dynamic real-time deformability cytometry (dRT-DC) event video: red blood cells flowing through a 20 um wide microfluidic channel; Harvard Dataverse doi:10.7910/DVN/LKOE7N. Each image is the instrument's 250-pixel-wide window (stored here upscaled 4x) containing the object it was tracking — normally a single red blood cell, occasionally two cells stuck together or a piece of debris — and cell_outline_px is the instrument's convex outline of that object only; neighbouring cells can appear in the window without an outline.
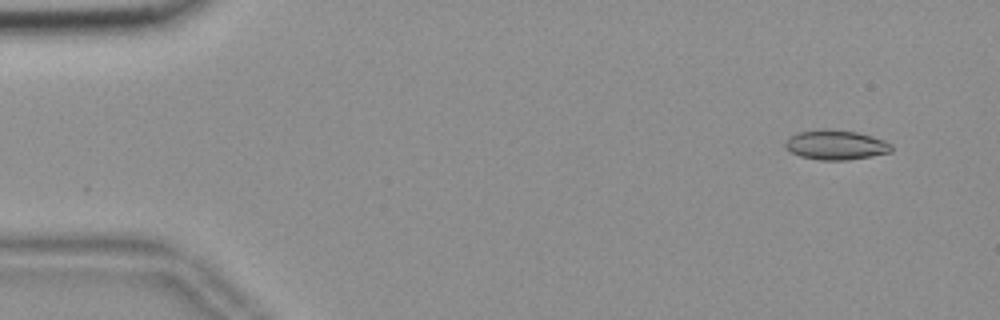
{"species": "common noctule bat (a hibernating species)", "species_latin": "Nyctalus noctula", "temperature_condition": "room temperature", "stored_images_in_passage": 55, "camera_frame_rate_fps": 3000, "um_per_image_px": 0.085, "animal": {"sex": "female", "body_mass_g": 18.4}, "frame": {"image": 1, "passage_image": 4, "time_ms": 1.0, "image_size_px": [1000, 320], "cell_outline_px": [[892, 152], [872, 156], [848, 160], [820, 160], [800, 156], [784, 148], [784, 144], [788, 136], [796, 132], [820, 128], [832, 128], [856, 132], [872, 136], [884, 140], [892, 144]], "centroid_in_image_um": [71.02, 12.3], "position_along_channel_um": 14.0, "area_um2": 18.79}}
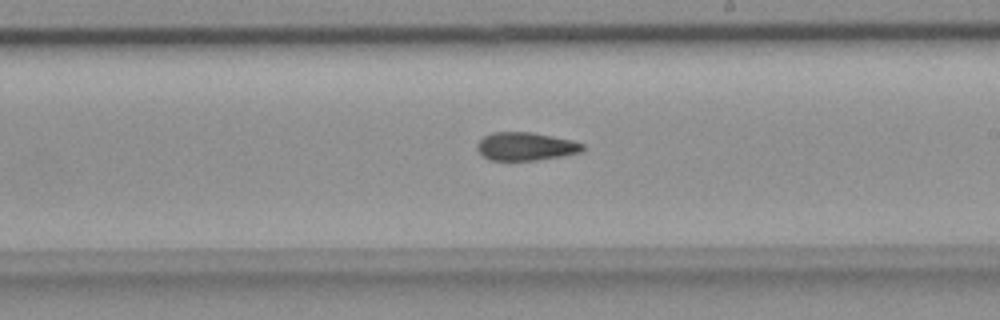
{"frame": {"image": 2, "passage_image": 32, "time_ms": 10.333, "image_size_px": [1000, 320], "cell_outline_px": [[584, 148], [580, 152], [560, 156], [536, 160], [488, 160], [476, 148], [476, 144], [484, 136], [492, 132], [532, 132], [572, 140], [584, 144]], "centroid_in_image_um": [44.66, 12.44], "position_along_channel_um": 244.3, "area_um2": 17.22}}
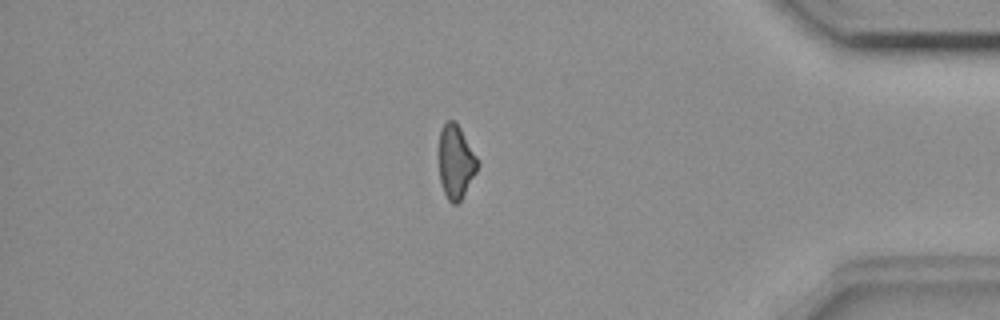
{"frame": {"image": 3, "passage_image": 47, "time_ms": 15.333, "image_size_px": [1000, 320], "cell_outline_px": [[480, 164], [476, 172], [460, 200], [456, 204], [452, 204], [448, 200], [444, 192], [440, 180], [440, 132], [444, 124], [448, 120], [452, 120], [460, 128], [476, 156]], "centroid_in_image_um": [38.75, 13.77], "position_along_channel_um": 396.4, "area_um2": 16.07}, "authors_computed_cell_mechanics": {"area_um2": 17.7446, "velocity_mm_per_s": 3.676, "shape_relaxation_time_tau1_ms": null, "shape_relaxation_time_tau2_ms": 4.4128, "deformation_change_tau1": null, "deformation_change_tau2": 0.1267}}